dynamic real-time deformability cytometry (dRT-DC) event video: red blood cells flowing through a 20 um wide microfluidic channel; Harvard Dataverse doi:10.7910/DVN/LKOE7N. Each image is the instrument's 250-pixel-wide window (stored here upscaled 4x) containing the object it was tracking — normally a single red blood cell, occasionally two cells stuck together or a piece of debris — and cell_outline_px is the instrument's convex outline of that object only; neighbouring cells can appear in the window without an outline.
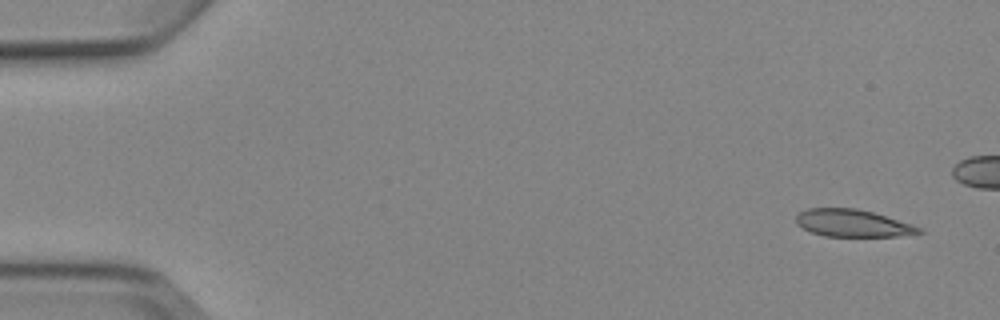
{"species": "Egyptian fruit bat (a non-hibernating species)", "species_latin": "Rousettus aegyptiacus", "temperature_condition": "cold", "stored_images_in_passage": 6, "camera_frame_rate_fps": 3000, "um_per_image_px": 0.085, "animal": {"sex": "female"}, "frame": {"image": 1, "passage_image": 1, "time_ms": 0.0, "image_size_px": [1000, 320], "cell_outline_px": [[924, 232], [896, 236], [824, 236], [812, 232], [796, 224], [796, 216], [800, 212], [808, 208], [856, 208], [872, 212], [912, 224], [920, 228]], "centroid_in_image_um": [72.45, 18.96], "position_along_channel_um": 12.5, "area_um2": 19.31}}
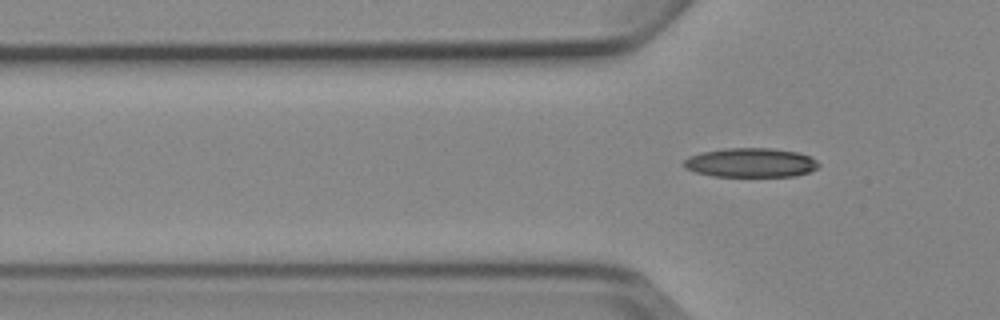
{"frame": {"image": 2, "passage_image": 6, "time_ms": 6.667, "image_size_px": [1000, 320], "cell_outline_px": [[820, 164], [816, 168], [808, 172], [796, 176], [712, 176], [696, 172], [684, 168], [680, 164], [688, 156], [700, 152], [724, 148], [772, 148], [796, 152], [808, 156], [816, 160]], "centroid_in_image_um": [63.74, 13.82], "position_along_channel_um": 62.1, "area_um2": 23.06}}